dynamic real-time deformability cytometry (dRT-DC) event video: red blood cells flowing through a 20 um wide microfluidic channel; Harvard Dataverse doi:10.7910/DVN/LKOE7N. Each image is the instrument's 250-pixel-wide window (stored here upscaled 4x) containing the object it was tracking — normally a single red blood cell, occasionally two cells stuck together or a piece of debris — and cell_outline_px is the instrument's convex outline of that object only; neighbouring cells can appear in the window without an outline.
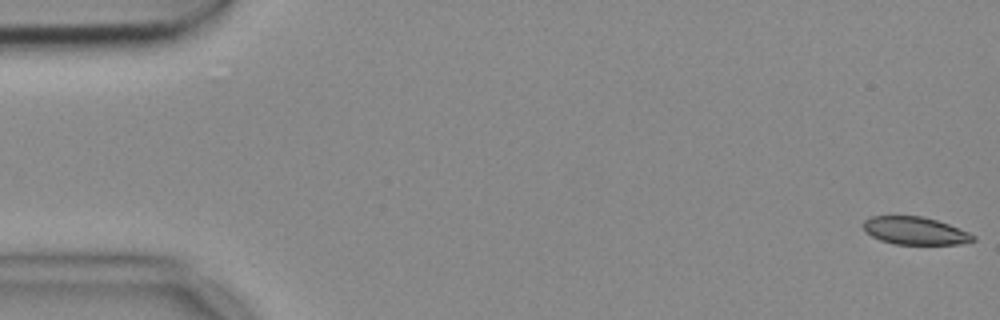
{"species": "common noctule bat (a hibernating species)", "species_latin": "Nyctalus noctula", "temperature_condition": "cold", "stored_images_in_passage": 35, "camera_frame_rate_fps": 3000, "um_per_image_px": 0.085, "animal": {"sex": "female", "body_mass_g": 18.4}, "frame": {"image": 1, "passage_image": 1, "time_ms": 0.0, "image_size_px": [1000, 320], "cell_outline_px": [[976, 240], [956, 244], [896, 244], [880, 240], [872, 236], [864, 228], [864, 220], [872, 216], [924, 216], [948, 224], [968, 232], [976, 236]], "centroid_in_image_um": [77.79, 19.61], "position_along_channel_um": 7.2, "area_um2": 17.51}}
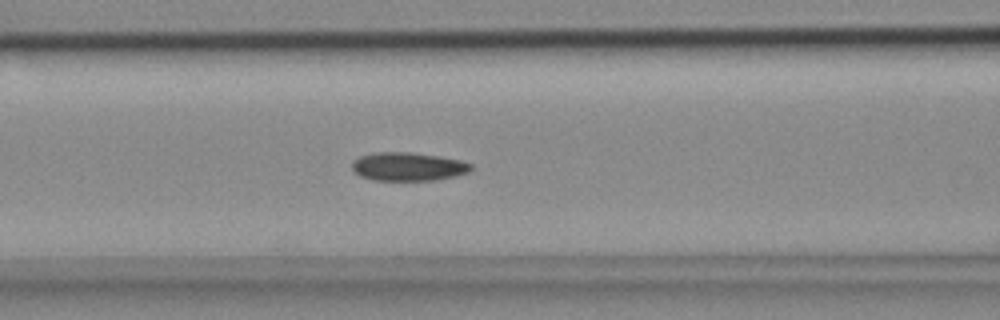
{"frame": {"image": 2, "passage_image": 22, "time_ms": 7.0, "image_size_px": [1000, 320], "cell_outline_px": [[472, 168], [468, 172], [452, 176], [432, 180], [376, 180], [360, 176], [352, 168], [352, 160], [360, 156], [376, 152], [412, 152], [460, 160], [472, 164]], "centroid_in_image_um": [34.65, 14.15], "position_along_channel_um": 131.9, "area_um2": 19.48}}
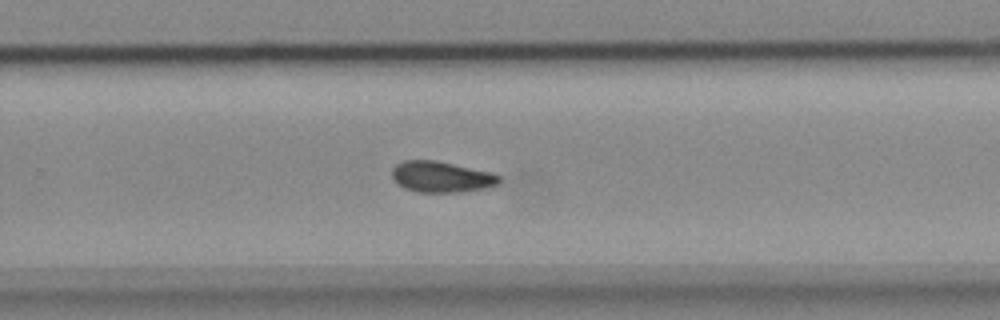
{"frame": {"image": 3, "passage_image": 35, "time_ms": 11.333, "image_size_px": [1000, 320], "cell_outline_px": [[500, 180], [496, 184], [484, 188], [460, 192], [420, 192], [404, 188], [392, 176], [392, 168], [396, 164], [404, 160], [436, 160], [488, 172], [500, 176]], "centroid_in_image_um": [37.47, 15.02], "position_along_channel_um": 292.3, "area_um2": 18.96}}